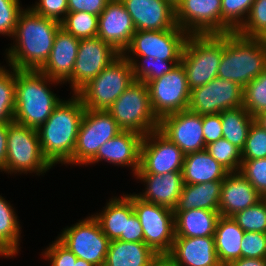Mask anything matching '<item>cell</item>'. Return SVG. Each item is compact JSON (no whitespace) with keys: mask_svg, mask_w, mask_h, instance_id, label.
<instances>
[{"mask_svg":"<svg viewBox=\"0 0 266 266\" xmlns=\"http://www.w3.org/2000/svg\"><path fill=\"white\" fill-rule=\"evenodd\" d=\"M147 88L153 113L159 120L168 114L188 110L191 91L181 62L162 77L148 82Z\"/></svg>","mask_w":266,"mask_h":266,"instance_id":"obj_12","label":"cell"},{"mask_svg":"<svg viewBox=\"0 0 266 266\" xmlns=\"http://www.w3.org/2000/svg\"><path fill=\"white\" fill-rule=\"evenodd\" d=\"M185 154L159 130L143 136L136 174L182 172Z\"/></svg>","mask_w":266,"mask_h":266,"instance_id":"obj_15","label":"cell"},{"mask_svg":"<svg viewBox=\"0 0 266 266\" xmlns=\"http://www.w3.org/2000/svg\"><path fill=\"white\" fill-rule=\"evenodd\" d=\"M144 183L145 190L136 194L144 201L174 210L184 186L182 172L159 174H135Z\"/></svg>","mask_w":266,"mask_h":266,"instance_id":"obj_24","label":"cell"},{"mask_svg":"<svg viewBox=\"0 0 266 266\" xmlns=\"http://www.w3.org/2000/svg\"><path fill=\"white\" fill-rule=\"evenodd\" d=\"M144 242H124L112 240L104 266H151L158 257Z\"/></svg>","mask_w":266,"mask_h":266,"instance_id":"obj_29","label":"cell"},{"mask_svg":"<svg viewBox=\"0 0 266 266\" xmlns=\"http://www.w3.org/2000/svg\"><path fill=\"white\" fill-rule=\"evenodd\" d=\"M101 212L93 214L98 220L102 231L110 241L121 240L125 242L126 220L134 213L132 201L126 196H112Z\"/></svg>","mask_w":266,"mask_h":266,"instance_id":"obj_26","label":"cell"},{"mask_svg":"<svg viewBox=\"0 0 266 266\" xmlns=\"http://www.w3.org/2000/svg\"><path fill=\"white\" fill-rule=\"evenodd\" d=\"M60 27L57 20L41 16L30 7L23 9L12 35L13 45L5 50L8 67L39 70L48 60Z\"/></svg>","mask_w":266,"mask_h":266,"instance_id":"obj_1","label":"cell"},{"mask_svg":"<svg viewBox=\"0 0 266 266\" xmlns=\"http://www.w3.org/2000/svg\"><path fill=\"white\" fill-rule=\"evenodd\" d=\"M266 70V42L229 32L224 34V48L218 77L234 81L244 88Z\"/></svg>","mask_w":266,"mask_h":266,"instance_id":"obj_4","label":"cell"},{"mask_svg":"<svg viewBox=\"0 0 266 266\" xmlns=\"http://www.w3.org/2000/svg\"><path fill=\"white\" fill-rule=\"evenodd\" d=\"M98 18L97 36L122 54L136 32L124 4L120 0H110Z\"/></svg>","mask_w":266,"mask_h":266,"instance_id":"obj_19","label":"cell"},{"mask_svg":"<svg viewBox=\"0 0 266 266\" xmlns=\"http://www.w3.org/2000/svg\"><path fill=\"white\" fill-rule=\"evenodd\" d=\"M249 38H266V0H255L246 21L236 31Z\"/></svg>","mask_w":266,"mask_h":266,"instance_id":"obj_41","label":"cell"},{"mask_svg":"<svg viewBox=\"0 0 266 266\" xmlns=\"http://www.w3.org/2000/svg\"><path fill=\"white\" fill-rule=\"evenodd\" d=\"M241 157L242 160L266 158V130L255 121L250 126Z\"/></svg>","mask_w":266,"mask_h":266,"instance_id":"obj_42","label":"cell"},{"mask_svg":"<svg viewBox=\"0 0 266 266\" xmlns=\"http://www.w3.org/2000/svg\"><path fill=\"white\" fill-rule=\"evenodd\" d=\"M85 109L81 98L72 93L37 129L42 153L52 166L65 165L72 158Z\"/></svg>","mask_w":266,"mask_h":266,"instance_id":"obj_2","label":"cell"},{"mask_svg":"<svg viewBox=\"0 0 266 266\" xmlns=\"http://www.w3.org/2000/svg\"><path fill=\"white\" fill-rule=\"evenodd\" d=\"M205 150L229 173L239 172L242 163L241 150L225 138L206 145Z\"/></svg>","mask_w":266,"mask_h":266,"instance_id":"obj_38","label":"cell"},{"mask_svg":"<svg viewBox=\"0 0 266 266\" xmlns=\"http://www.w3.org/2000/svg\"><path fill=\"white\" fill-rule=\"evenodd\" d=\"M79 42V39L60 27L48 60L39 71L60 84L67 83L71 79Z\"/></svg>","mask_w":266,"mask_h":266,"instance_id":"obj_23","label":"cell"},{"mask_svg":"<svg viewBox=\"0 0 266 266\" xmlns=\"http://www.w3.org/2000/svg\"><path fill=\"white\" fill-rule=\"evenodd\" d=\"M167 1H169L175 7L181 0H167Z\"/></svg>","mask_w":266,"mask_h":266,"instance_id":"obj_56","label":"cell"},{"mask_svg":"<svg viewBox=\"0 0 266 266\" xmlns=\"http://www.w3.org/2000/svg\"><path fill=\"white\" fill-rule=\"evenodd\" d=\"M221 0H181L176 25L189 35L221 34Z\"/></svg>","mask_w":266,"mask_h":266,"instance_id":"obj_17","label":"cell"},{"mask_svg":"<svg viewBox=\"0 0 266 266\" xmlns=\"http://www.w3.org/2000/svg\"><path fill=\"white\" fill-rule=\"evenodd\" d=\"M123 131L107 110L85 109L72 158L66 163L87 165L99 148Z\"/></svg>","mask_w":266,"mask_h":266,"instance_id":"obj_10","label":"cell"},{"mask_svg":"<svg viewBox=\"0 0 266 266\" xmlns=\"http://www.w3.org/2000/svg\"><path fill=\"white\" fill-rule=\"evenodd\" d=\"M229 172L206 150L186 154L182 177L184 184L223 181Z\"/></svg>","mask_w":266,"mask_h":266,"instance_id":"obj_28","label":"cell"},{"mask_svg":"<svg viewBox=\"0 0 266 266\" xmlns=\"http://www.w3.org/2000/svg\"><path fill=\"white\" fill-rule=\"evenodd\" d=\"M120 55L98 36L80 40L71 79L68 81L71 92L77 94Z\"/></svg>","mask_w":266,"mask_h":266,"instance_id":"obj_14","label":"cell"},{"mask_svg":"<svg viewBox=\"0 0 266 266\" xmlns=\"http://www.w3.org/2000/svg\"><path fill=\"white\" fill-rule=\"evenodd\" d=\"M8 123H0V172H6Z\"/></svg>","mask_w":266,"mask_h":266,"instance_id":"obj_51","label":"cell"},{"mask_svg":"<svg viewBox=\"0 0 266 266\" xmlns=\"http://www.w3.org/2000/svg\"><path fill=\"white\" fill-rule=\"evenodd\" d=\"M244 233L232 217H219L214 239L217 256L222 266L241 258V243Z\"/></svg>","mask_w":266,"mask_h":266,"instance_id":"obj_31","label":"cell"},{"mask_svg":"<svg viewBox=\"0 0 266 266\" xmlns=\"http://www.w3.org/2000/svg\"><path fill=\"white\" fill-rule=\"evenodd\" d=\"M51 266H73L77 257L66 248L57 238L41 254Z\"/></svg>","mask_w":266,"mask_h":266,"instance_id":"obj_47","label":"cell"},{"mask_svg":"<svg viewBox=\"0 0 266 266\" xmlns=\"http://www.w3.org/2000/svg\"><path fill=\"white\" fill-rule=\"evenodd\" d=\"M231 217L244 232L266 233V198Z\"/></svg>","mask_w":266,"mask_h":266,"instance_id":"obj_39","label":"cell"},{"mask_svg":"<svg viewBox=\"0 0 266 266\" xmlns=\"http://www.w3.org/2000/svg\"><path fill=\"white\" fill-rule=\"evenodd\" d=\"M52 167L42 153L37 129L8 123L6 174L42 176Z\"/></svg>","mask_w":266,"mask_h":266,"instance_id":"obj_7","label":"cell"},{"mask_svg":"<svg viewBox=\"0 0 266 266\" xmlns=\"http://www.w3.org/2000/svg\"><path fill=\"white\" fill-rule=\"evenodd\" d=\"M61 27L79 40L97 36L99 18L84 11L68 13L60 22Z\"/></svg>","mask_w":266,"mask_h":266,"instance_id":"obj_36","label":"cell"},{"mask_svg":"<svg viewBox=\"0 0 266 266\" xmlns=\"http://www.w3.org/2000/svg\"><path fill=\"white\" fill-rule=\"evenodd\" d=\"M262 195L239 172H230L222 182L219 201L220 216L231 217L235 213L255 205Z\"/></svg>","mask_w":266,"mask_h":266,"instance_id":"obj_25","label":"cell"},{"mask_svg":"<svg viewBox=\"0 0 266 266\" xmlns=\"http://www.w3.org/2000/svg\"><path fill=\"white\" fill-rule=\"evenodd\" d=\"M61 231L57 239L77 258L94 266H104L110 240L93 215Z\"/></svg>","mask_w":266,"mask_h":266,"instance_id":"obj_11","label":"cell"},{"mask_svg":"<svg viewBox=\"0 0 266 266\" xmlns=\"http://www.w3.org/2000/svg\"><path fill=\"white\" fill-rule=\"evenodd\" d=\"M73 266H94V265L83 259L77 258L76 261H73Z\"/></svg>","mask_w":266,"mask_h":266,"instance_id":"obj_55","label":"cell"},{"mask_svg":"<svg viewBox=\"0 0 266 266\" xmlns=\"http://www.w3.org/2000/svg\"><path fill=\"white\" fill-rule=\"evenodd\" d=\"M125 242H144L143 229L135 212L126 220Z\"/></svg>","mask_w":266,"mask_h":266,"instance_id":"obj_50","label":"cell"},{"mask_svg":"<svg viewBox=\"0 0 266 266\" xmlns=\"http://www.w3.org/2000/svg\"><path fill=\"white\" fill-rule=\"evenodd\" d=\"M107 111L123 131H134L145 136L159 128L147 84L141 81L135 80Z\"/></svg>","mask_w":266,"mask_h":266,"instance_id":"obj_6","label":"cell"},{"mask_svg":"<svg viewBox=\"0 0 266 266\" xmlns=\"http://www.w3.org/2000/svg\"><path fill=\"white\" fill-rule=\"evenodd\" d=\"M166 256L177 266H222L214 237H175Z\"/></svg>","mask_w":266,"mask_h":266,"instance_id":"obj_22","label":"cell"},{"mask_svg":"<svg viewBox=\"0 0 266 266\" xmlns=\"http://www.w3.org/2000/svg\"><path fill=\"white\" fill-rule=\"evenodd\" d=\"M221 1V34L236 32L246 21L255 0Z\"/></svg>","mask_w":266,"mask_h":266,"instance_id":"obj_35","label":"cell"},{"mask_svg":"<svg viewBox=\"0 0 266 266\" xmlns=\"http://www.w3.org/2000/svg\"><path fill=\"white\" fill-rule=\"evenodd\" d=\"M239 173L266 198V158L242 160Z\"/></svg>","mask_w":266,"mask_h":266,"instance_id":"obj_43","label":"cell"},{"mask_svg":"<svg viewBox=\"0 0 266 266\" xmlns=\"http://www.w3.org/2000/svg\"><path fill=\"white\" fill-rule=\"evenodd\" d=\"M125 58L131 63L134 79L146 84L170 72L181 62V60H158V58L145 56Z\"/></svg>","mask_w":266,"mask_h":266,"instance_id":"obj_34","label":"cell"},{"mask_svg":"<svg viewBox=\"0 0 266 266\" xmlns=\"http://www.w3.org/2000/svg\"><path fill=\"white\" fill-rule=\"evenodd\" d=\"M151 266H177L166 255L158 256L151 264Z\"/></svg>","mask_w":266,"mask_h":266,"instance_id":"obj_53","label":"cell"},{"mask_svg":"<svg viewBox=\"0 0 266 266\" xmlns=\"http://www.w3.org/2000/svg\"><path fill=\"white\" fill-rule=\"evenodd\" d=\"M22 8L20 0H0V34L12 37Z\"/></svg>","mask_w":266,"mask_h":266,"instance_id":"obj_44","label":"cell"},{"mask_svg":"<svg viewBox=\"0 0 266 266\" xmlns=\"http://www.w3.org/2000/svg\"><path fill=\"white\" fill-rule=\"evenodd\" d=\"M142 139L143 135L134 131H121L118 135L106 141L87 165L104 160L116 166L130 167L134 177L140 167Z\"/></svg>","mask_w":266,"mask_h":266,"instance_id":"obj_21","label":"cell"},{"mask_svg":"<svg viewBox=\"0 0 266 266\" xmlns=\"http://www.w3.org/2000/svg\"><path fill=\"white\" fill-rule=\"evenodd\" d=\"M242 106L243 88L234 81L217 76L209 83L191 90L188 110L203 116Z\"/></svg>","mask_w":266,"mask_h":266,"instance_id":"obj_16","label":"cell"},{"mask_svg":"<svg viewBox=\"0 0 266 266\" xmlns=\"http://www.w3.org/2000/svg\"><path fill=\"white\" fill-rule=\"evenodd\" d=\"M226 266H266V258H239Z\"/></svg>","mask_w":266,"mask_h":266,"instance_id":"obj_52","label":"cell"},{"mask_svg":"<svg viewBox=\"0 0 266 266\" xmlns=\"http://www.w3.org/2000/svg\"><path fill=\"white\" fill-rule=\"evenodd\" d=\"M241 258H266V233L245 232L241 243Z\"/></svg>","mask_w":266,"mask_h":266,"instance_id":"obj_45","label":"cell"},{"mask_svg":"<svg viewBox=\"0 0 266 266\" xmlns=\"http://www.w3.org/2000/svg\"><path fill=\"white\" fill-rule=\"evenodd\" d=\"M110 0H68V13L87 12L99 16Z\"/></svg>","mask_w":266,"mask_h":266,"instance_id":"obj_49","label":"cell"},{"mask_svg":"<svg viewBox=\"0 0 266 266\" xmlns=\"http://www.w3.org/2000/svg\"><path fill=\"white\" fill-rule=\"evenodd\" d=\"M21 231L13 205L0 195V257L12 258L18 255Z\"/></svg>","mask_w":266,"mask_h":266,"instance_id":"obj_32","label":"cell"},{"mask_svg":"<svg viewBox=\"0 0 266 266\" xmlns=\"http://www.w3.org/2000/svg\"><path fill=\"white\" fill-rule=\"evenodd\" d=\"M224 34L189 35L181 56L190 91L218 76Z\"/></svg>","mask_w":266,"mask_h":266,"instance_id":"obj_5","label":"cell"},{"mask_svg":"<svg viewBox=\"0 0 266 266\" xmlns=\"http://www.w3.org/2000/svg\"><path fill=\"white\" fill-rule=\"evenodd\" d=\"M222 182L209 181L198 184H184L174 211L191 209L219 211Z\"/></svg>","mask_w":266,"mask_h":266,"instance_id":"obj_30","label":"cell"},{"mask_svg":"<svg viewBox=\"0 0 266 266\" xmlns=\"http://www.w3.org/2000/svg\"><path fill=\"white\" fill-rule=\"evenodd\" d=\"M254 118L255 122L264 130H266V110L260 112Z\"/></svg>","mask_w":266,"mask_h":266,"instance_id":"obj_54","label":"cell"},{"mask_svg":"<svg viewBox=\"0 0 266 266\" xmlns=\"http://www.w3.org/2000/svg\"><path fill=\"white\" fill-rule=\"evenodd\" d=\"M203 135L205 145L223 138V130L220 113L203 115Z\"/></svg>","mask_w":266,"mask_h":266,"instance_id":"obj_48","label":"cell"},{"mask_svg":"<svg viewBox=\"0 0 266 266\" xmlns=\"http://www.w3.org/2000/svg\"><path fill=\"white\" fill-rule=\"evenodd\" d=\"M243 107L253 117L266 110V70L243 88Z\"/></svg>","mask_w":266,"mask_h":266,"instance_id":"obj_40","label":"cell"},{"mask_svg":"<svg viewBox=\"0 0 266 266\" xmlns=\"http://www.w3.org/2000/svg\"><path fill=\"white\" fill-rule=\"evenodd\" d=\"M136 31H160L176 26L175 7L167 0H120Z\"/></svg>","mask_w":266,"mask_h":266,"instance_id":"obj_20","label":"cell"},{"mask_svg":"<svg viewBox=\"0 0 266 266\" xmlns=\"http://www.w3.org/2000/svg\"><path fill=\"white\" fill-rule=\"evenodd\" d=\"M59 83L39 70L15 69V112L13 121L34 129H38L43 125L54 108L63 100L49 89L50 84L58 85Z\"/></svg>","mask_w":266,"mask_h":266,"instance_id":"obj_3","label":"cell"},{"mask_svg":"<svg viewBox=\"0 0 266 266\" xmlns=\"http://www.w3.org/2000/svg\"><path fill=\"white\" fill-rule=\"evenodd\" d=\"M189 34L175 26L160 31H136L122 53L124 57L145 56L158 60H181Z\"/></svg>","mask_w":266,"mask_h":266,"instance_id":"obj_13","label":"cell"},{"mask_svg":"<svg viewBox=\"0 0 266 266\" xmlns=\"http://www.w3.org/2000/svg\"><path fill=\"white\" fill-rule=\"evenodd\" d=\"M158 130L186 155L205 150L202 115L190 110L168 114L159 120Z\"/></svg>","mask_w":266,"mask_h":266,"instance_id":"obj_18","label":"cell"},{"mask_svg":"<svg viewBox=\"0 0 266 266\" xmlns=\"http://www.w3.org/2000/svg\"><path fill=\"white\" fill-rule=\"evenodd\" d=\"M134 81L131 63L121 54L77 95L86 109L107 110Z\"/></svg>","mask_w":266,"mask_h":266,"instance_id":"obj_8","label":"cell"},{"mask_svg":"<svg viewBox=\"0 0 266 266\" xmlns=\"http://www.w3.org/2000/svg\"><path fill=\"white\" fill-rule=\"evenodd\" d=\"M7 67L0 65V123L13 122L15 112V68Z\"/></svg>","mask_w":266,"mask_h":266,"instance_id":"obj_37","label":"cell"},{"mask_svg":"<svg viewBox=\"0 0 266 266\" xmlns=\"http://www.w3.org/2000/svg\"><path fill=\"white\" fill-rule=\"evenodd\" d=\"M131 201L143 229L144 243L157 255H167L175 240L174 210L125 194Z\"/></svg>","mask_w":266,"mask_h":266,"instance_id":"obj_9","label":"cell"},{"mask_svg":"<svg viewBox=\"0 0 266 266\" xmlns=\"http://www.w3.org/2000/svg\"><path fill=\"white\" fill-rule=\"evenodd\" d=\"M219 211H174L175 237H214Z\"/></svg>","mask_w":266,"mask_h":266,"instance_id":"obj_27","label":"cell"},{"mask_svg":"<svg viewBox=\"0 0 266 266\" xmlns=\"http://www.w3.org/2000/svg\"><path fill=\"white\" fill-rule=\"evenodd\" d=\"M223 138L242 150L255 118L242 106L220 113Z\"/></svg>","mask_w":266,"mask_h":266,"instance_id":"obj_33","label":"cell"},{"mask_svg":"<svg viewBox=\"0 0 266 266\" xmlns=\"http://www.w3.org/2000/svg\"><path fill=\"white\" fill-rule=\"evenodd\" d=\"M30 8L41 16L61 22L68 14V0H38Z\"/></svg>","mask_w":266,"mask_h":266,"instance_id":"obj_46","label":"cell"}]
</instances>
